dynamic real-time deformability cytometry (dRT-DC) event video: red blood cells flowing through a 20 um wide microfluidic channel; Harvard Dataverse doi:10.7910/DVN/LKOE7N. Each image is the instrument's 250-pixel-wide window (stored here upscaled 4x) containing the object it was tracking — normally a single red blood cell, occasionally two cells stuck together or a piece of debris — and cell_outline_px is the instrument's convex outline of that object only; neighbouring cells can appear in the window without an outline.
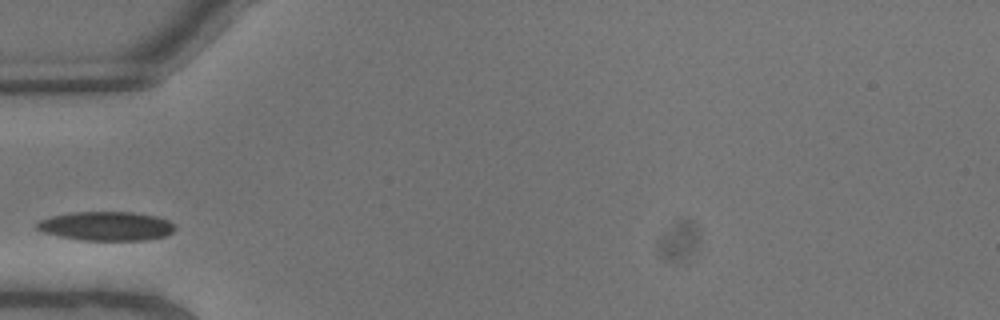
{"species": "common noctule bat (a hibernating species)", "species_latin": "Nyctalus noctula", "temperature_condition": "warm", "stored_images_in_passage": 4, "camera_frame_rate_fps": 3000, "um_per_image_px": 0.085, "animal": {"sex": "male", "body_mass_g": 13.3}, "frame": {"image": 1, "passage_image": 2, "time_ms": 0.333, "image_size_px": [1000, 320], "cell_outline_px": [[172, 232], [164, 236], [144, 240], [80, 240], [60, 236], [44, 232], [36, 228], [36, 224], [40, 220], [52, 216], [72, 212], [132, 212], [156, 216], [168, 220], [172, 224]], "centroid_in_image_um": [9.0, 19.21], "position_along_channel_um": 76.0, "area_um2": 23.06}}
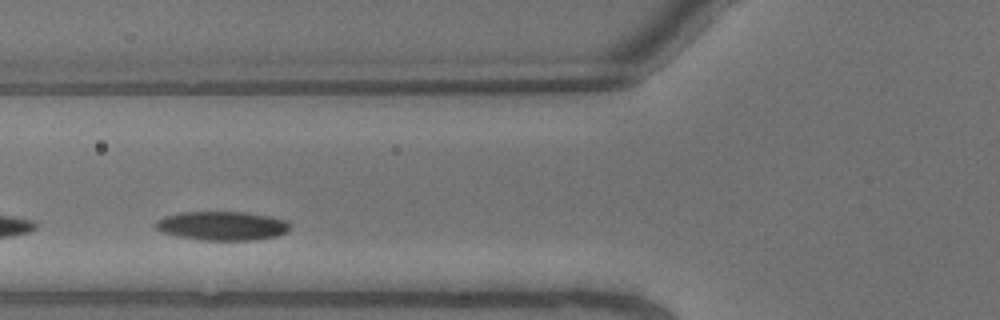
{"frame": {"image": 2, "passage_image": 3, "time_ms": 0.667, "image_size_px": [1000, 320], "cell_outline_px": [[288, 232], [276, 236], [256, 240], [200, 240], [176, 236], [160, 232], [156, 228], [156, 220], [164, 216], [180, 212], [244, 212], [268, 216], [284, 220], [288, 224]], "centroid_in_image_um": [18.83, 19.2], "position_along_channel_um": 107.0, "area_um2": 22.66}}